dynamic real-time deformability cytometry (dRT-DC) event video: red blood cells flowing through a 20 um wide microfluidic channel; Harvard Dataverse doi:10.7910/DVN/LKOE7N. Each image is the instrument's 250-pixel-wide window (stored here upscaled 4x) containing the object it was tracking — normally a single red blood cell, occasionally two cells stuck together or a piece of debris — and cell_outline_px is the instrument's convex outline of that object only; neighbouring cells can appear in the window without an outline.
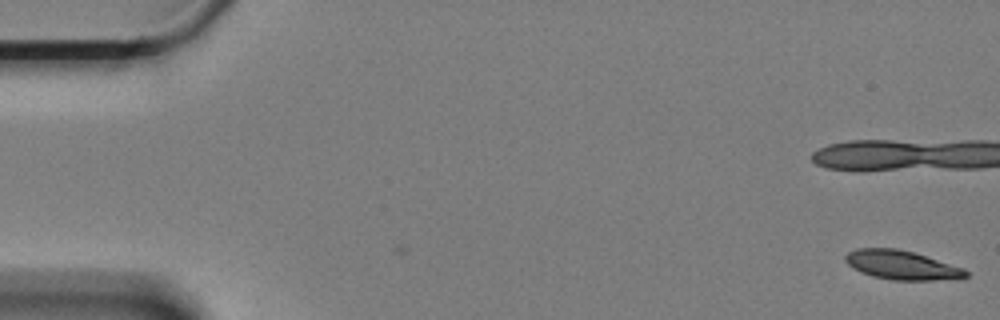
{"species": "Egyptian fruit bat (a non-hibernating species)", "species_latin": "Rousettus aegyptiacus", "temperature_condition": "cold", "stored_images_in_passage": 5, "camera_frame_rate_fps": 3000, "um_per_image_px": 0.085, "animal": {"sex": "female"}, "frame": {"image": 1, "passage_image": 5, "time_ms": 1.333, "image_size_px": [1000, 320], "cell_outline_px": [[968, 276], [932, 280], [892, 280], [872, 276], [860, 272], [852, 268], [844, 260], [844, 256], [848, 252], [856, 248], [896, 248], [912, 252], [964, 268], [968, 272]], "centroid_in_image_um": [76.56, 22.52], "position_along_channel_um": 8.4, "area_um2": 20.17}}